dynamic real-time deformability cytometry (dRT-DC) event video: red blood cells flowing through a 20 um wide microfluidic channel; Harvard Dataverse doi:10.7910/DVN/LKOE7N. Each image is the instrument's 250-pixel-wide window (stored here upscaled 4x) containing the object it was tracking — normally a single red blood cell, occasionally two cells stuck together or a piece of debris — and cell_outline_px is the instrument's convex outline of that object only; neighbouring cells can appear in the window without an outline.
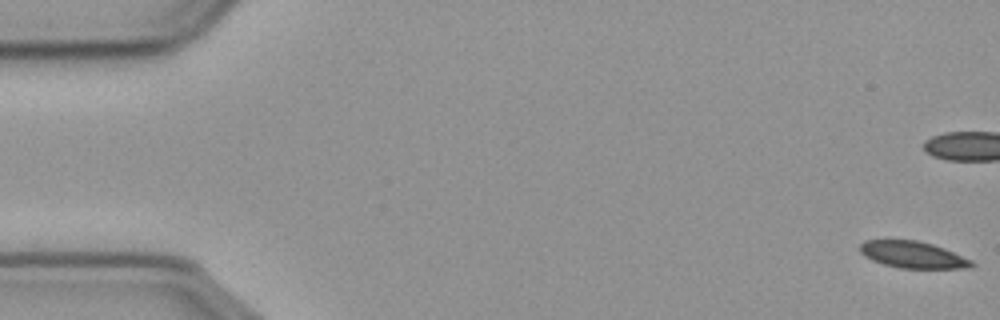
{"species": "common noctule bat (a hibernating species)", "species_latin": "Nyctalus noctula", "temperature_condition": "cold", "stored_images_in_passage": 58, "camera_frame_rate_fps": 3000, "um_per_image_px": 0.085, "animal": {"sex": "male", "body_mass_g": 23.1, "forearm_length_mm": 52.7}, "frame": {"image": 1, "passage_image": 1, "time_ms": 0.0, "image_size_px": [1000, 320], "cell_outline_px": [[976, 264], [972, 268], [900, 268], [884, 264], [872, 260], [864, 256], [860, 252], [860, 244], [864, 240], [916, 240], [932, 244], [944, 248], [972, 260]], "centroid_in_image_um": [77.6, 21.65], "position_along_channel_um": 7.4, "area_um2": 17.4}, "authors_computed_cell_mechanics": {"area_um2": 18.6694, "velocity_mm_per_s": 3.6034, "shape_relaxation_time_tau1_ms": 5.1102, "shape_relaxation_time_tau2_ms": null, "deformation_change_tau1": 0.1086, "deformation_change_tau2": null}}